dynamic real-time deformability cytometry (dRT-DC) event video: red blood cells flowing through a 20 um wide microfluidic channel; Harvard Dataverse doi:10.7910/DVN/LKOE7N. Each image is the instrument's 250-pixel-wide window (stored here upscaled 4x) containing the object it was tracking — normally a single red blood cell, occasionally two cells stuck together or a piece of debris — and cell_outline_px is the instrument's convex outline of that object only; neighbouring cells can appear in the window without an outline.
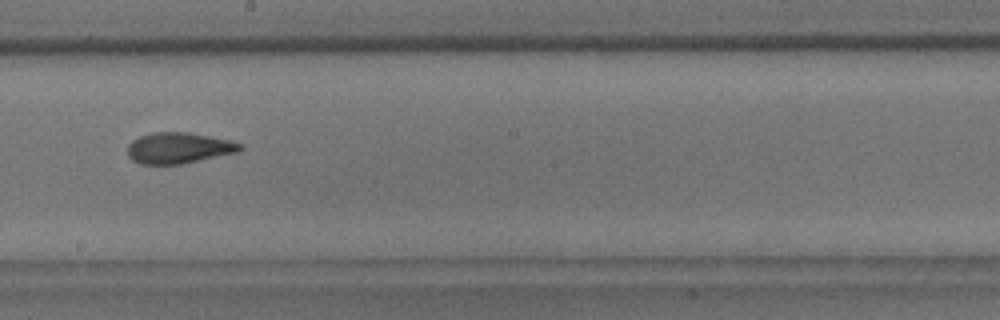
{"species": "common noctule bat (a hibernating species)", "species_latin": "Nyctalus noctula", "temperature_condition": "room temperature", "stored_images_in_passage": 10, "camera_frame_rate_fps": 3000, "um_per_image_px": 0.085, "animal": {"sex": "male", "body_mass_g": 18.8}, "frame": {"image": 1, "passage_image": 7, "time_ms": 6.667, "image_size_px": [1000, 320], "cell_outline_px": [[244, 148], [240, 152], [180, 164], [140, 164], [132, 160], [128, 156], [128, 144], [132, 140], [140, 136], [152, 132], [184, 132], [208, 136], [228, 140], [244, 144]], "centroid_in_image_um": [15.2, 12.58], "position_along_channel_um": 233.0, "area_um2": 20.35}}
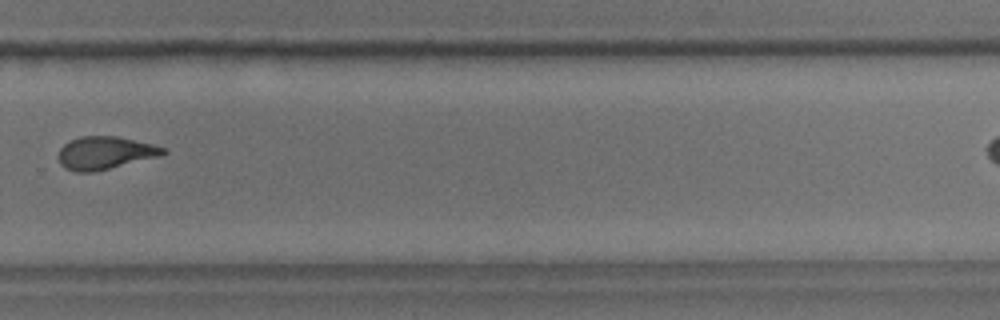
{"frame": {"image": 2, "passage_image": 9, "time_ms": 9.0, "image_size_px": [1000, 320], "cell_outline_px": [[168, 152], [160, 156], [92, 172], [76, 172], [64, 168], [60, 164], [60, 148], [64, 144], [80, 136], [116, 136], [152, 144], [168, 148]], "centroid_in_image_um": [8.95, 12.99], "position_along_channel_um": 320.8, "area_um2": 19.83}}